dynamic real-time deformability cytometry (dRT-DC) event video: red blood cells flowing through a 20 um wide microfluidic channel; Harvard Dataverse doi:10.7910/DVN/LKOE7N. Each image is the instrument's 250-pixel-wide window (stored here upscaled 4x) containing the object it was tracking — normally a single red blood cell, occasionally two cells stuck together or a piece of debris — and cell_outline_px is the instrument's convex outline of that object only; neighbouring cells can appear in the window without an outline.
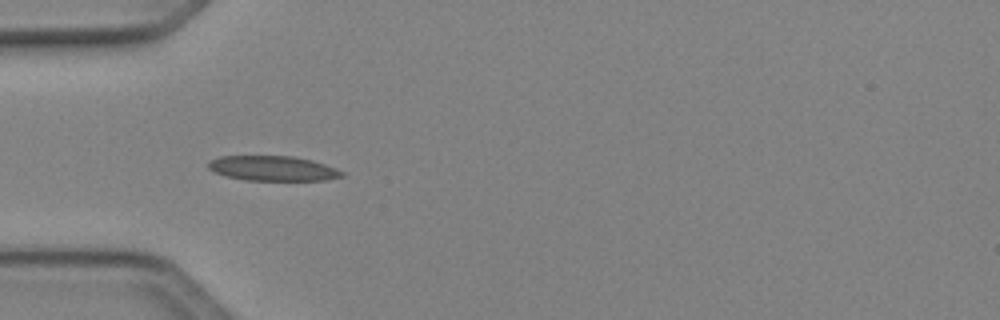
{"species": "Egyptian fruit bat (a non-hibernating species)", "species_latin": "Rousettus aegyptiacus", "temperature_condition": "cold", "stored_images_in_passage": 35, "camera_frame_rate_fps": 3000, "um_per_image_px": 0.085, "animal": {"sex": "female"}, "frame": {"image": 1, "passage_image": 1, "time_ms": 0.0, "image_size_px": [1000, 320], "cell_outline_px": [[344, 176], [324, 180], [244, 180], [228, 176], [216, 172], [208, 168], [208, 160], [220, 156], [292, 156], [312, 160], [336, 168], [344, 172]], "centroid_in_image_um": [23.19, 14.3], "position_along_channel_um": 61.8, "area_um2": 19.31}}
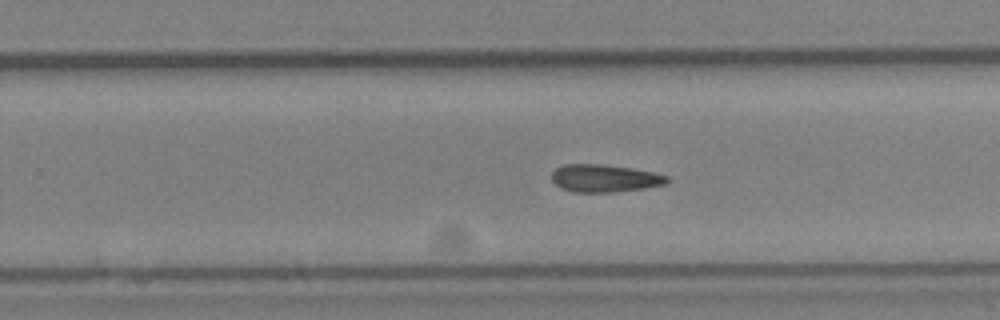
{"frame": {"image": 2, "passage_image": 17, "time_ms": 5.333, "image_size_px": [1000, 320], "cell_outline_px": [[672, 180], [668, 184], [644, 188], [612, 192], [576, 192], [564, 188], [556, 184], [552, 180], [552, 172], [556, 168], [564, 164], [600, 164], [632, 168], [652, 172], [668, 176]], "centroid_in_image_um": [51.44, 15.15], "position_along_channel_um": 278.4, "area_um2": 18.5}}
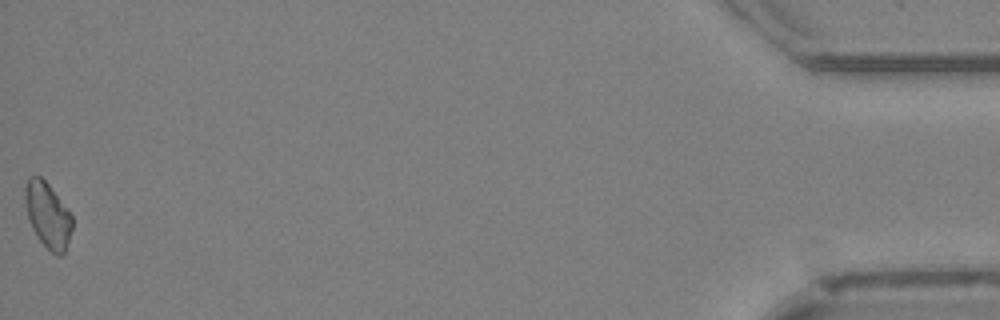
{"frame": {"image": 3, "passage_image": 35, "time_ms": 11.333, "image_size_px": [1000, 320], "cell_outline_px": [[72, 228], [64, 252], [60, 256], [56, 256], [36, 236], [32, 228], [28, 216], [24, 200], [24, 188], [28, 176], [40, 176], [48, 184], [68, 208], [72, 216]], "centroid_in_image_um": [4.04, 18.26], "position_along_channel_um": 431.2, "area_um2": 17.92}}